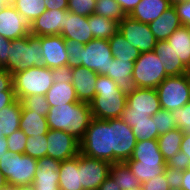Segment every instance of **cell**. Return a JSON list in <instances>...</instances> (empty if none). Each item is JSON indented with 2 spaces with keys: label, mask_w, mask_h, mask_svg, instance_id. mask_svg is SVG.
Returning a JSON list of instances; mask_svg holds the SVG:
<instances>
[{
  "label": "cell",
  "mask_w": 190,
  "mask_h": 190,
  "mask_svg": "<svg viewBox=\"0 0 190 190\" xmlns=\"http://www.w3.org/2000/svg\"><path fill=\"white\" fill-rule=\"evenodd\" d=\"M67 65L71 68L84 66L98 75H106L113 63V55L108 40L92 39L81 44L77 40H66Z\"/></svg>",
  "instance_id": "cell-1"
},
{
  "label": "cell",
  "mask_w": 190,
  "mask_h": 190,
  "mask_svg": "<svg viewBox=\"0 0 190 190\" xmlns=\"http://www.w3.org/2000/svg\"><path fill=\"white\" fill-rule=\"evenodd\" d=\"M92 119L90 104L86 102L53 106L47 114L49 129L66 131L79 141L83 138Z\"/></svg>",
  "instance_id": "cell-2"
},
{
  "label": "cell",
  "mask_w": 190,
  "mask_h": 190,
  "mask_svg": "<svg viewBox=\"0 0 190 190\" xmlns=\"http://www.w3.org/2000/svg\"><path fill=\"white\" fill-rule=\"evenodd\" d=\"M96 95L89 103L93 118L100 120L120 118L127 104L117 84L104 75H98L95 86Z\"/></svg>",
  "instance_id": "cell-3"
},
{
  "label": "cell",
  "mask_w": 190,
  "mask_h": 190,
  "mask_svg": "<svg viewBox=\"0 0 190 190\" xmlns=\"http://www.w3.org/2000/svg\"><path fill=\"white\" fill-rule=\"evenodd\" d=\"M41 37L29 34L20 39L11 40L8 63L3 67L13 75L34 66H43Z\"/></svg>",
  "instance_id": "cell-4"
},
{
  "label": "cell",
  "mask_w": 190,
  "mask_h": 190,
  "mask_svg": "<svg viewBox=\"0 0 190 190\" xmlns=\"http://www.w3.org/2000/svg\"><path fill=\"white\" fill-rule=\"evenodd\" d=\"M80 152L86 156L113 164L111 119H92L83 138L80 140Z\"/></svg>",
  "instance_id": "cell-5"
},
{
  "label": "cell",
  "mask_w": 190,
  "mask_h": 190,
  "mask_svg": "<svg viewBox=\"0 0 190 190\" xmlns=\"http://www.w3.org/2000/svg\"><path fill=\"white\" fill-rule=\"evenodd\" d=\"M15 96L22 100L30 95H46L54 81L51 69L46 66H34L12 75Z\"/></svg>",
  "instance_id": "cell-6"
},
{
  "label": "cell",
  "mask_w": 190,
  "mask_h": 190,
  "mask_svg": "<svg viewBox=\"0 0 190 190\" xmlns=\"http://www.w3.org/2000/svg\"><path fill=\"white\" fill-rule=\"evenodd\" d=\"M37 167V159L11 151H7L0 160V170L8 187L32 185Z\"/></svg>",
  "instance_id": "cell-7"
},
{
  "label": "cell",
  "mask_w": 190,
  "mask_h": 190,
  "mask_svg": "<svg viewBox=\"0 0 190 190\" xmlns=\"http://www.w3.org/2000/svg\"><path fill=\"white\" fill-rule=\"evenodd\" d=\"M160 109L156 89L136 87L131 94L127 95V104L120 118L130 126V121L148 120Z\"/></svg>",
  "instance_id": "cell-8"
},
{
  "label": "cell",
  "mask_w": 190,
  "mask_h": 190,
  "mask_svg": "<svg viewBox=\"0 0 190 190\" xmlns=\"http://www.w3.org/2000/svg\"><path fill=\"white\" fill-rule=\"evenodd\" d=\"M156 90L161 109L172 112L190 101V78L186 74L167 76Z\"/></svg>",
  "instance_id": "cell-9"
},
{
  "label": "cell",
  "mask_w": 190,
  "mask_h": 190,
  "mask_svg": "<svg viewBox=\"0 0 190 190\" xmlns=\"http://www.w3.org/2000/svg\"><path fill=\"white\" fill-rule=\"evenodd\" d=\"M165 68L152 50L143 52L134 62L132 78L138 88H154L167 77Z\"/></svg>",
  "instance_id": "cell-10"
},
{
  "label": "cell",
  "mask_w": 190,
  "mask_h": 190,
  "mask_svg": "<svg viewBox=\"0 0 190 190\" xmlns=\"http://www.w3.org/2000/svg\"><path fill=\"white\" fill-rule=\"evenodd\" d=\"M137 143L132 128L121 118L111 119V150H113V164L125 162L132 156Z\"/></svg>",
  "instance_id": "cell-11"
},
{
  "label": "cell",
  "mask_w": 190,
  "mask_h": 190,
  "mask_svg": "<svg viewBox=\"0 0 190 190\" xmlns=\"http://www.w3.org/2000/svg\"><path fill=\"white\" fill-rule=\"evenodd\" d=\"M119 32L141 53L154 50L157 40L150 30L149 24L125 16L119 22Z\"/></svg>",
  "instance_id": "cell-12"
},
{
  "label": "cell",
  "mask_w": 190,
  "mask_h": 190,
  "mask_svg": "<svg viewBox=\"0 0 190 190\" xmlns=\"http://www.w3.org/2000/svg\"><path fill=\"white\" fill-rule=\"evenodd\" d=\"M111 163L79 152L78 170L83 190H97L110 174Z\"/></svg>",
  "instance_id": "cell-13"
},
{
  "label": "cell",
  "mask_w": 190,
  "mask_h": 190,
  "mask_svg": "<svg viewBox=\"0 0 190 190\" xmlns=\"http://www.w3.org/2000/svg\"><path fill=\"white\" fill-rule=\"evenodd\" d=\"M47 156L64 161L76 157L80 152V141L62 130H48L46 134Z\"/></svg>",
  "instance_id": "cell-14"
},
{
  "label": "cell",
  "mask_w": 190,
  "mask_h": 190,
  "mask_svg": "<svg viewBox=\"0 0 190 190\" xmlns=\"http://www.w3.org/2000/svg\"><path fill=\"white\" fill-rule=\"evenodd\" d=\"M30 34V25L10 4L0 12V35L8 40L20 39Z\"/></svg>",
  "instance_id": "cell-15"
},
{
  "label": "cell",
  "mask_w": 190,
  "mask_h": 190,
  "mask_svg": "<svg viewBox=\"0 0 190 190\" xmlns=\"http://www.w3.org/2000/svg\"><path fill=\"white\" fill-rule=\"evenodd\" d=\"M43 66L49 69L67 65L66 40L61 35L41 36Z\"/></svg>",
  "instance_id": "cell-16"
},
{
  "label": "cell",
  "mask_w": 190,
  "mask_h": 190,
  "mask_svg": "<svg viewBox=\"0 0 190 190\" xmlns=\"http://www.w3.org/2000/svg\"><path fill=\"white\" fill-rule=\"evenodd\" d=\"M66 10H46L30 24L34 36L60 35L64 28Z\"/></svg>",
  "instance_id": "cell-17"
},
{
  "label": "cell",
  "mask_w": 190,
  "mask_h": 190,
  "mask_svg": "<svg viewBox=\"0 0 190 190\" xmlns=\"http://www.w3.org/2000/svg\"><path fill=\"white\" fill-rule=\"evenodd\" d=\"M65 40H77L81 44L90 42L93 38L88 17L65 11L64 28L60 34Z\"/></svg>",
  "instance_id": "cell-18"
},
{
  "label": "cell",
  "mask_w": 190,
  "mask_h": 190,
  "mask_svg": "<svg viewBox=\"0 0 190 190\" xmlns=\"http://www.w3.org/2000/svg\"><path fill=\"white\" fill-rule=\"evenodd\" d=\"M73 80L72 85L79 102L90 103L96 95V82L98 74L92 70H88L84 66L72 68Z\"/></svg>",
  "instance_id": "cell-19"
},
{
  "label": "cell",
  "mask_w": 190,
  "mask_h": 190,
  "mask_svg": "<svg viewBox=\"0 0 190 190\" xmlns=\"http://www.w3.org/2000/svg\"><path fill=\"white\" fill-rule=\"evenodd\" d=\"M133 69V61L113 58V63L110 64L109 72L105 76L110 77L117 84L120 91L127 96L136 88L132 78Z\"/></svg>",
  "instance_id": "cell-20"
},
{
  "label": "cell",
  "mask_w": 190,
  "mask_h": 190,
  "mask_svg": "<svg viewBox=\"0 0 190 190\" xmlns=\"http://www.w3.org/2000/svg\"><path fill=\"white\" fill-rule=\"evenodd\" d=\"M149 26L156 40L163 41L167 40L182 24L175 7L171 6L159 18L152 21Z\"/></svg>",
  "instance_id": "cell-21"
},
{
  "label": "cell",
  "mask_w": 190,
  "mask_h": 190,
  "mask_svg": "<svg viewBox=\"0 0 190 190\" xmlns=\"http://www.w3.org/2000/svg\"><path fill=\"white\" fill-rule=\"evenodd\" d=\"M169 7H171L169 0H141L129 16L142 23L150 24Z\"/></svg>",
  "instance_id": "cell-22"
},
{
  "label": "cell",
  "mask_w": 190,
  "mask_h": 190,
  "mask_svg": "<svg viewBox=\"0 0 190 190\" xmlns=\"http://www.w3.org/2000/svg\"><path fill=\"white\" fill-rule=\"evenodd\" d=\"M165 68V73L168 76H178L185 74L186 66L181 62L173 48L167 40L157 41L153 50Z\"/></svg>",
  "instance_id": "cell-23"
},
{
  "label": "cell",
  "mask_w": 190,
  "mask_h": 190,
  "mask_svg": "<svg viewBox=\"0 0 190 190\" xmlns=\"http://www.w3.org/2000/svg\"><path fill=\"white\" fill-rule=\"evenodd\" d=\"M130 159L142 163L166 165V161L159 150L157 139L137 141Z\"/></svg>",
  "instance_id": "cell-24"
},
{
  "label": "cell",
  "mask_w": 190,
  "mask_h": 190,
  "mask_svg": "<svg viewBox=\"0 0 190 190\" xmlns=\"http://www.w3.org/2000/svg\"><path fill=\"white\" fill-rule=\"evenodd\" d=\"M58 173L61 190H83L78 170V155L72 159L61 161Z\"/></svg>",
  "instance_id": "cell-25"
},
{
  "label": "cell",
  "mask_w": 190,
  "mask_h": 190,
  "mask_svg": "<svg viewBox=\"0 0 190 190\" xmlns=\"http://www.w3.org/2000/svg\"><path fill=\"white\" fill-rule=\"evenodd\" d=\"M22 102L17 98L8 106L0 110V134L8 137L20 129Z\"/></svg>",
  "instance_id": "cell-26"
},
{
  "label": "cell",
  "mask_w": 190,
  "mask_h": 190,
  "mask_svg": "<svg viewBox=\"0 0 190 190\" xmlns=\"http://www.w3.org/2000/svg\"><path fill=\"white\" fill-rule=\"evenodd\" d=\"M20 129L27 137L46 135L49 127L47 117L22 107Z\"/></svg>",
  "instance_id": "cell-27"
},
{
  "label": "cell",
  "mask_w": 190,
  "mask_h": 190,
  "mask_svg": "<svg viewBox=\"0 0 190 190\" xmlns=\"http://www.w3.org/2000/svg\"><path fill=\"white\" fill-rule=\"evenodd\" d=\"M38 161L32 184H59V173L61 161L45 156Z\"/></svg>",
  "instance_id": "cell-28"
},
{
  "label": "cell",
  "mask_w": 190,
  "mask_h": 190,
  "mask_svg": "<svg viewBox=\"0 0 190 190\" xmlns=\"http://www.w3.org/2000/svg\"><path fill=\"white\" fill-rule=\"evenodd\" d=\"M45 96L50 107L79 102L72 83H53Z\"/></svg>",
  "instance_id": "cell-29"
},
{
  "label": "cell",
  "mask_w": 190,
  "mask_h": 190,
  "mask_svg": "<svg viewBox=\"0 0 190 190\" xmlns=\"http://www.w3.org/2000/svg\"><path fill=\"white\" fill-rule=\"evenodd\" d=\"M109 176L120 190H134L141 187V182L131 172L125 162L111 164Z\"/></svg>",
  "instance_id": "cell-30"
},
{
  "label": "cell",
  "mask_w": 190,
  "mask_h": 190,
  "mask_svg": "<svg viewBox=\"0 0 190 190\" xmlns=\"http://www.w3.org/2000/svg\"><path fill=\"white\" fill-rule=\"evenodd\" d=\"M167 42L173 48L181 62L187 67L190 63V30L187 26L178 28Z\"/></svg>",
  "instance_id": "cell-31"
},
{
  "label": "cell",
  "mask_w": 190,
  "mask_h": 190,
  "mask_svg": "<svg viewBox=\"0 0 190 190\" xmlns=\"http://www.w3.org/2000/svg\"><path fill=\"white\" fill-rule=\"evenodd\" d=\"M88 24L91 28V34L94 39L109 40L119 31L118 21L95 14L88 16Z\"/></svg>",
  "instance_id": "cell-32"
},
{
  "label": "cell",
  "mask_w": 190,
  "mask_h": 190,
  "mask_svg": "<svg viewBox=\"0 0 190 190\" xmlns=\"http://www.w3.org/2000/svg\"><path fill=\"white\" fill-rule=\"evenodd\" d=\"M112 55L116 60H135L140 56L141 52L133 47L125 37L118 31L109 40Z\"/></svg>",
  "instance_id": "cell-33"
},
{
  "label": "cell",
  "mask_w": 190,
  "mask_h": 190,
  "mask_svg": "<svg viewBox=\"0 0 190 190\" xmlns=\"http://www.w3.org/2000/svg\"><path fill=\"white\" fill-rule=\"evenodd\" d=\"M183 135L184 132L176 128L157 138L159 150L165 161L180 151Z\"/></svg>",
  "instance_id": "cell-34"
},
{
  "label": "cell",
  "mask_w": 190,
  "mask_h": 190,
  "mask_svg": "<svg viewBox=\"0 0 190 190\" xmlns=\"http://www.w3.org/2000/svg\"><path fill=\"white\" fill-rule=\"evenodd\" d=\"M131 172L137 177L142 183L149 181L150 179L156 178L165 171L166 165H156L149 163H142L136 160L128 159L125 161Z\"/></svg>",
  "instance_id": "cell-35"
},
{
  "label": "cell",
  "mask_w": 190,
  "mask_h": 190,
  "mask_svg": "<svg viewBox=\"0 0 190 190\" xmlns=\"http://www.w3.org/2000/svg\"><path fill=\"white\" fill-rule=\"evenodd\" d=\"M12 5L29 25L47 10L45 0H13Z\"/></svg>",
  "instance_id": "cell-36"
},
{
  "label": "cell",
  "mask_w": 190,
  "mask_h": 190,
  "mask_svg": "<svg viewBox=\"0 0 190 190\" xmlns=\"http://www.w3.org/2000/svg\"><path fill=\"white\" fill-rule=\"evenodd\" d=\"M94 14L121 22L126 16L115 0H96Z\"/></svg>",
  "instance_id": "cell-37"
},
{
  "label": "cell",
  "mask_w": 190,
  "mask_h": 190,
  "mask_svg": "<svg viewBox=\"0 0 190 190\" xmlns=\"http://www.w3.org/2000/svg\"><path fill=\"white\" fill-rule=\"evenodd\" d=\"M130 127L137 141L158 138V131L156 130L155 121H153L152 116L148 120L130 121Z\"/></svg>",
  "instance_id": "cell-38"
},
{
  "label": "cell",
  "mask_w": 190,
  "mask_h": 190,
  "mask_svg": "<svg viewBox=\"0 0 190 190\" xmlns=\"http://www.w3.org/2000/svg\"><path fill=\"white\" fill-rule=\"evenodd\" d=\"M47 146L46 135L27 137L24 154L38 160L47 156Z\"/></svg>",
  "instance_id": "cell-39"
},
{
  "label": "cell",
  "mask_w": 190,
  "mask_h": 190,
  "mask_svg": "<svg viewBox=\"0 0 190 190\" xmlns=\"http://www.w3.org/2000/svg\"><path fill=\"white\" fill-rule=\"evenodd\" d=\"M21 102L27 110H31L36 112L38 115L47 117L50 105L48 104L45 95L26 96L21 100Z\"/></svg>",
  "instance_id": "cell-40"
},
{
  "label": "cell",
  "mask_w": 190,
  "mask_h": 190,
  "mask_svg": "<svg viewBox=\"0 0 190 190\" xmlns=\"http://www.w3.org/2000/svg\"><path fill=\"white\" fill-rule=\"evenodd\" d=\"M155 121L156 130L158 131V137L170 130L176 129L175 119L168 110L160 109L155 115L152 116Z\"/></svg>",
  "instance_id": "cell-41"
},
{
  "label": "cell",
  "mask_w": 190,
  "mask_h": 190,
  "mask_svg": "<svg viewBox=\"0 0 190 190\" xmlns=\"http://www.w3.org/2000/svg\"><path fill=\"white\" fill-rule=\"evenodd\" d=\"M96 0H68V11L81 16L94 14Z\"/></svg>",
  "instance_id": "cell-42"
},
{
  "label": "cell",
  "mask_w": 190,
  "mask_h": 190,
  "mask_svg": "<svg viewBox=\"0 0 190 190\" xmlns=\"http://www.w3.org/2000/svg\"><path fill=\"white\" fill-rule=\"evenodd\" d=\"M171 114L178 129L183 132H190V101L181 108L172 111Z\"/></svg>",
  "instance_id": "cell-43"
},
{
  "label": "cell",
  "mask_w": 190,
  "mask_h": 190,
  "mask_svg": "<svg viewBox=\"0 0 190 190\" xmlns=\"http://www.w3.org/2000/svg\"><path fill=\"white\" fill-rule=\"evenodd\" d=\"M6 139L8 144V151H11L14 154L25 153L27 136L21 129L15 131L10 136L6 137Z\"/></svg>",
  "instance_id": "cell-44"
},
{
  "label": "cell",
  "mask_w": 190,
  "mask_h": 190,
  "mask_svg": "<svg viewBox=\"0 0 190 190\" xmlns=\"http://www.w3.org/2000/svg\"><path fill=\"white\" fill-rule=\"evenodd\" d=\"M51 74L54 83H71L73 80L72 68L68 65L51 69Z\"/></svg>",
  "instance_id": "cell-45"
},
{
  "label": "cell",
  "mask_w": 190,
  "mask_h": 190,
  "mask_svg": "<svg viewBox=\"0 0 190 190\" xmlns=\"http://www.w3.org/2000/svg\"><path fill=\"white\" fill-rule=\"evenodd\" d=\"M166 166L172 167L174 169H178L184 171L190 166L189 157L183 152L179 151L173 157L166 160Z\"/></svg>",
  "instance_id": "cell-46"
},
{
  "label": "cell",
  "mask_w": 190,
  "mask_h": 190,
  "mask_svg": "<svg viewBox=\"0 0 190 190\" xmlns=\"http://www.w3.org/2000/svg\"><path fill=\"white\" fill-rule=\"evenodd\" d=\"M165 179L170 188H181L183 180V171L165 166Z\"/></svg>",
  "instance_id": "cell-47"
},
{
  "label": "cell",
  "mask_w": 190,
  "mask_h": 190,
  "mask_svg": "<svg viewBox=\"0 0 190 190\" xmlns=\"http://www.w3.org/2000/svg\"><path fill=\"white\" fill-rule=\"evenodd\" d=\"M142 190H169L170 186L165 179V173L158 175L154 179L141 184Z\"/></svg>",
  "instance_id": "cell-48"
},
{
  "label": "cell",
  "mask_w": 190,
  "mask_h": 190,
  "mask_svg": "<svg viewBox=\"0 0 190 190\" xmlns=\"http://www.w3.org/2000/svg\"><path fill=\"white\" fill-rule=\"evenodd\" d=\"M182 26L190 25V1L174 6Z\"/></svg>",
  "instance_id": "cell-49"
},
{
  "label": "cell",
  "mask_w": 190,
  "mask_h": 190,
  "mask_svg": "<svg viewBox=\"0 0 190 190\" xmlns=\"http://www.w3.org/2000/svg\"><path fill=\"white\" fill-rule=\"evenodd\" d=\"M0 92H14L12 75L4 68H0Z\"/></svg>",
  "instance_id": "cell-50"
},
{
  "label": "cell",
  "mask_w": 190,
  "mask_h": 190,
  "mask_svg": "<svg viewBox=\"0 0 190 190\" xmlns=\"http://www.w3.org/2000/svg\"><path fill=\"white\" fill-rule=\"evenodd\" d=\"M10 45L11 40L0 35V68H3L8 63Z\"/></svg>",
  "instance_id": "cell-51"
},
{
  "label": "cell",
  "mask_w": 190,
  "mask_h": 190,
  "mask_svg": "<svg viewBox=\"0 0 190 190\" xmlns=\"http://www.w3.org/2000/svg\"><path fill=\"white\" fill-rule=\"evenodd\" d=\"M47 10H68V0H45Z\"/></svg>",
  "instance_id": "cell-52"
},
{
  "label": "cell",
  "mask_w": 190,
  "mask_h": 190,
  "mask_svg": "<svg viewBox=\"0 0 190 190\" xmlns=\"http://www.w3.org/2000/svg\"><path fill=\"white\" fill-rule=\"evenodd\" d=\"M122 8L124 14L129 16L141 0H115Z\"/></svg>",
  "instance_id": "cell-53"
},
{
  "label": "cell",
  "mask_w": 190,
  "mask_h": 190,
  "mask_svg": "<svg viewBox=\"0 0 190 190\" xmlns=\"http://www.w3.org/2000/svg\"><path fill=\"white\" fill-rule=\"evenodd\" d=\"M15 99L14 92H0V110L10 105Z\"/></svg>",
  "instance_id": "cell-54"
},
{
  "label": "cell",
  "mask_w": 190,
  "mask_h": 190,
  "mask_svg": "<svg viewBox=\"0 0 190 190\" xmlns=\"http://www.w3.org/2000/svg\"><path fill=\"white\" fill-rule=\"evenodd\" d=\"M180 151L186 154L190 159V132H184Z\"/></svg>",
  "instance_id": "cell-55"
},
{
  "label": "cell",
  "mask_w": 190,
  "mask_h": 190,
  "mask_svg": "<svg viewBox=\"0 0 190 190\" xmlns=\"http://www.w3.org/2000/svg\"><path fill=\"white\" fill-rule=\"evenodd\" d=\"M97 190H120L114 180L108 176Z\"/></svg>",
  "instance_id": "cell-56"
},
{
  "label": "cell",
  "mask_w": 190,
  "mask_h": 190,
  "mask_svg": "<svg viewBox=\"0 0 190 190\" xmlns=\"http://www.w3.org/2000/svg\"><path fill=\"white\" fill-rule=\"evenodd\" d=\"M33 190H61L59 184H32Z\"/></svg>",
  "instance_id": "cell-57"
},
{
  "label": "cell",
  "mask_w": 190,
  "mask_h": 190,
  "mask_svg": "<svg viewBox=\"0 0 190 190\" xmlns=\"http://www.w3.org/2000/svg\"><path fill=\"white\" fill-rule=\"evenodd\" d=\"M182 190H190V170L186 169L183 171V180L181 185Z\"/></svg>",
  "instance_id": "cell-58"
},
{
  "label": "cell",
  "mask_w": 190,
  "mask_h": 190,
  "mask_svg": "<svg viewBox=\"0 0 190 190\" xmlns=\"http://www.w3.org/2000/svg\"><path fill=\"white\" fill-rule=\"evenodd\" d=\"M8 151L7 139L3 134H0V160L3 158Z\"/></svg>",
  "instance_id": "cell-59"
},
{
  "label": "cell",
  "mask_w": 190,
  "mask_h": 190,
  "mask_svg": "<svg viewBox=\"0 0 190 190\" xmlns=\"http://www.w3.org/2000/svg\"><path fill=\"white\" fill-rule=\"evenodd\" d=\"M0 190H8V185L3 172L0 170Z\"/></svg>",
  "instance_id": "cell-60"
},
{
  "label": "cell",
  "mask_w": 190,
  "mask_h": 190,
  "mask_svg": "<svg viewBox=\"0 0 190 190\" xmlns=\"http://www.w3.org/2000/svg\"><path fill=\"white\" fill-rule=\"evenodd\" d=\"M8 190H33L32 185L8 187Z\"/></svg>",
  "instance_id": "cell-61"
},
{
  "label": "cell",
  "mask_w": 190,
  "mask_h": 190,
  "mask_svg": "<svg viewBox=\"0 0 190 190\" xmlns=\"http://www.w3.org/2000/svg\"><path fill=\"white\" fill-rule=\"evenodd\" d=\"M188 1H190V0H169L171 6H175L179 3H184V2H188Z\"/></svg>",
  "instance_id": "cell-62"
},
{
  "label": "cell",
  "mask_w": 190,
  "mask_h": 190,
  "mask_svg": "<svg viewBox=\"0 0 190 190\" xmlns=\"http://www.w3.org/2000/svg\"><path fill=\"white\" fill-rule=\"evenodd\" d=\"M185 74L190 78V63L186 67V72Z\"/></svg>",
  "instance_id": "cell-63"
},
{
  "label": "cell",
  "mask_w": 190,
  "mask_h": 190,
  "mask_svg": "<svg viewBox=\"0 0 190 190\" xmlns=\"http://www.w3.org/2000/svg\"><path fill=\"white\" fill-rule=\"evenodd\" d=\"M2 2H4L6 5H10L13 3V0H0Z\"/></svg>",
  "instance_id": "cell-64"
},
{
  "label": "cell",
  "mask_w": 190,
  "mask_h": 190,
  "mask_svg": "<svg viewBox=\"0 0 190 190\" xmlns=\"http://www.w3.org/2000/svg\"><path fill=\"white\" fill-rule=\"evenodd\" d=\"M5 3L4 2H2V1H0V12L2 11V9L5 7Z\"/></svg>",
  "instance_id": "cell-65"
},
{
  "label": "cell",
  "mask_w": 190,
  "mask_h": 190,
  "mask_svg": "<svg viewBox=\"0 0 190 190\" xmlns=\"http://www.w3.org/2000/svg\"><path fill=\"white\" fill-rule=\"evenodd\" d=\"M169 190H182L181 188H170Z\"/></svg>",
  "instance_id": "cell-66"
}]
</instances>
